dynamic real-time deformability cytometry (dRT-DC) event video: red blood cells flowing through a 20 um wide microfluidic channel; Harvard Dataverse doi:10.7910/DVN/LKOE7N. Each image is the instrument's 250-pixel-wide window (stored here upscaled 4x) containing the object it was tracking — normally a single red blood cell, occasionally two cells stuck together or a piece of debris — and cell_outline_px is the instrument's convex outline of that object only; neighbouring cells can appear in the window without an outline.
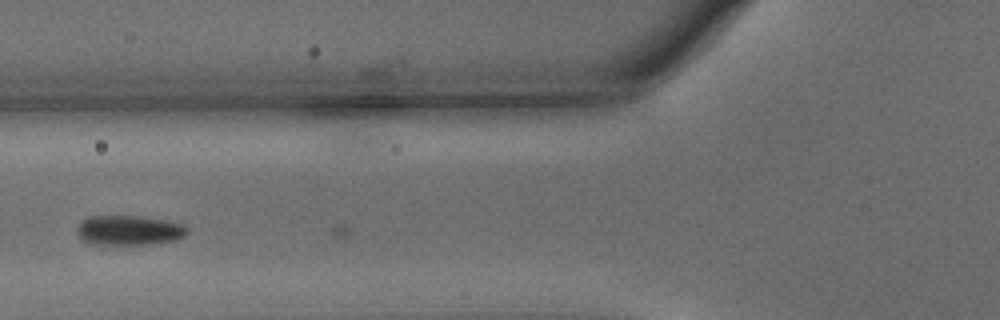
{"species": "common noctule bat (a hibernating species)", "species_latin": "Nyctalus noctula", "temperature_condition": "warm", "stored_images_in_passage": 7, "camera_frame_rate_fps": 3000, "um_per_image_px": 0.085, "animal": {"sex": "male", "body_mass_g": 15.6}, "frame": {"image": 1, "passage_image": 6, "time_ms": 1.667, "image_size_px": [1000, 320], "cell_outline_px": [[188, 232], [184, 236], [176, 240], [156, 244], [124, 248], [116, 248], [88, 244], [76, 232], [76, 228], [88, 216], [136, 216], [164, 220], [184, 224], [188, 228]], "centroid_in_image_um": [10.95, 19.65], "position_along_channel_um": 114.8, "area_um2": 20.23}}